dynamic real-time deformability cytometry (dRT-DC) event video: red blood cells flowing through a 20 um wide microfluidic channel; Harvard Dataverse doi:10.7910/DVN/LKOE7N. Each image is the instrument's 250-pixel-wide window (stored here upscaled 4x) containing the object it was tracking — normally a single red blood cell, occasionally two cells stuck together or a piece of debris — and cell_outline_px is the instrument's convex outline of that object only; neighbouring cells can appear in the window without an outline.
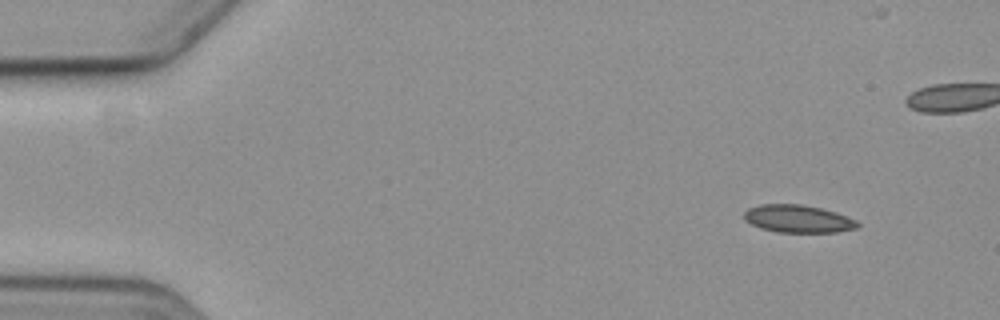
{"species": "common noctule bat (a hibernating species)", "species_latin": "Nyctalus noctula", "temperature_condition": "cold", "stored_images_in_passage": 11, "camera_frame_rate_fps": 3000, "um_per_image_px": 0.085, "animal": {"sex": "female", "body_mass_g": 19.3, "forearm_length_mm": 54.1}, "frame": {"image": 1, "passage_image": 1, "time_ms": 0.0, "image_size_px": [1000, 320], "cell_outline_px": [[860, 228], [836, 232], [776, 232], [760, 228], [744, 220], [744, 212], [748, 208], [760, 204], [800, 204], [820, 208], [836, 212], [856, 220], [860, 224]], "centroid_in_image_um": [67.84, 18.6], "position_along_channel_um": 17.2, "area_um2": 18.38}}
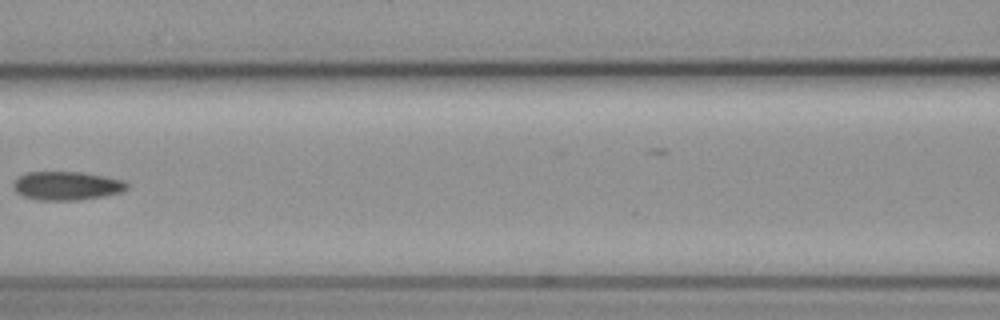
{"frame": {"image": 2, "passage_image": 7, "time_ms": 7.0, "image_size_px": [1000, 320], "cell_outline_px": [[128, 188], [120, 192], [104, 196], [80, 200], [40, 200], [24, 196], [16, 192], [12, 188], [12, 184], [24, 172], [84, 172], [124, 180], [128, 184]], "centroid_in_image_um": [5.67, 15.79], "position_along_channel_um": 160.9, "area_um2": 19.02}}
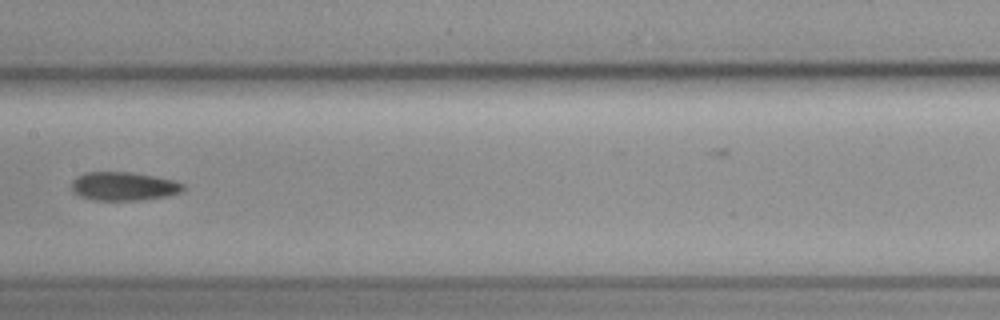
{"frame": {"image": 3, "passage_image": 8, "time_ms": 8.0, "image_size_px": [1000, 320], "cell_outline_px": [[184, 188], [180, 192], [168, 196], [144, 200], [92, 200], [80, 196], [72, 192], [72, 180], [76, 176], [84, 172], [132, 172], [176, 180], [184, 184]], "centroid_in_image_um": [10.51, 15.83], "position_along_channel_um": 196.9, "area_um2": 18.84}}